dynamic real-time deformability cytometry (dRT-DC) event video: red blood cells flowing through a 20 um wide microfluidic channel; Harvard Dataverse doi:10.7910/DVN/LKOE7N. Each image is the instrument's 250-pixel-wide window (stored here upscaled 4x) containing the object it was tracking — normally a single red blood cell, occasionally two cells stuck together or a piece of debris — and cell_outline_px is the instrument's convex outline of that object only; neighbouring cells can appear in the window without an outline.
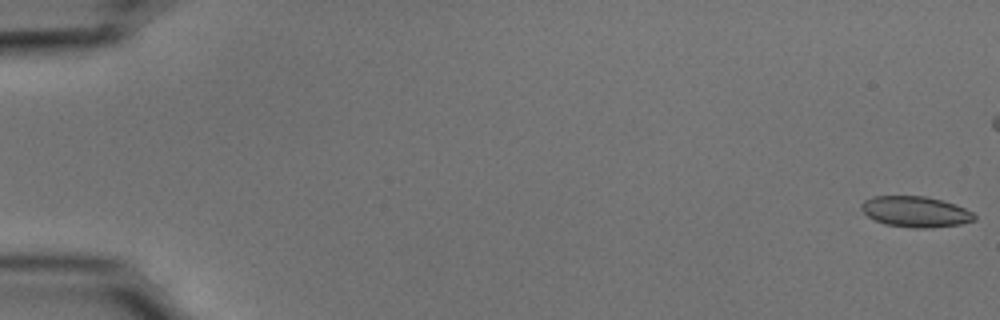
{"species": "common noctule bat (a hibernating species)", "species_latin": "Nyctalus noctula", "temperature_condition": "cold", "stored_images_in_passage": 24, "camera_frame_rate_fps": 3000, "um_per_image_px": 0.085, "animal": {"sex": "male", "body_mass_g": 15.6}, "frame": {"image": 1, "passage_image": 1, "time_ms": 0.0, "image_size_px": [1000, 320], "cell_outline_px": [[976, 220], [960, 224], [928, 228], [912, 228], [884, 224], [868, 216], [860, 208], [860, 204], [864, 200], [872, 196], [924, 196], [956, 204], [972, 212], [976, 216]], "centroid_in_image_um": [77.81, 17.99], "position_along_channel_um": 7.2, "area_um2": 20.29}}
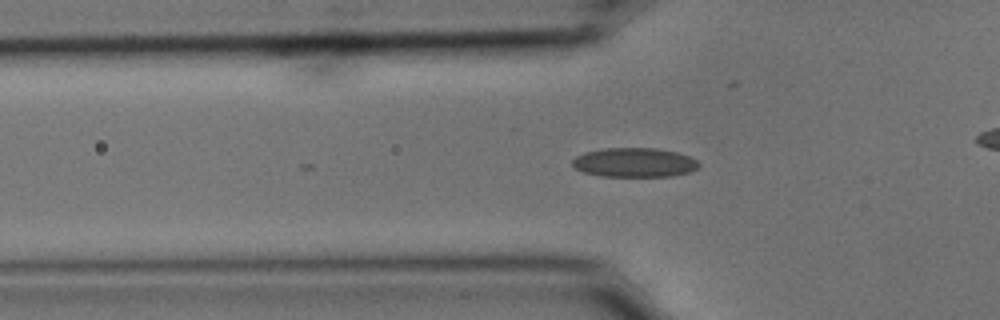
{"frame": {"image": 2, "passage_image": 19, "time_ms": 6.0, "image_size_px": [1000, 320], "cell_outline_px": [[700, 164], [696, 168], [688, 172], [672, 176], [600, 176], [584, 172], [576, 168], [572, 164], [572, 160], [576, 156], [584, 152], [604, 148], [656, 148], [676, 152], [688, 156], [696, 160]], "centroid_in_image_um": [53.9, 13.8], "position_along_channel_um": 71.9, "area_um2": 21.44}}
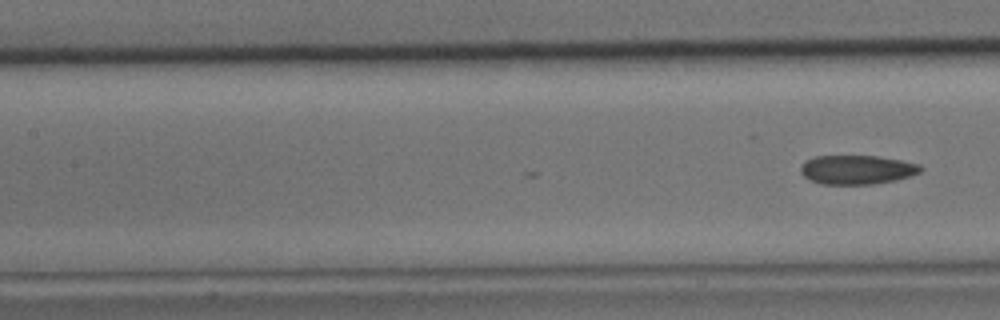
{"frame": {"image": 3, "passage_image": 24, "time_ms": 7.667, "image_size_px": [1000, 320], "cell_outline_px": [[924, 168], [920, 172], [896, 180], [872, 184], [820, 184], [804, 176], [800, 172], [800, 168], [808, 160], [816, 156], [876, 156], [900, 160], [920, 164]], "centroid_in_image_um": [72.87, 14.42], "position_along_channel_um": 134.5, "area_um2": 20.11}}